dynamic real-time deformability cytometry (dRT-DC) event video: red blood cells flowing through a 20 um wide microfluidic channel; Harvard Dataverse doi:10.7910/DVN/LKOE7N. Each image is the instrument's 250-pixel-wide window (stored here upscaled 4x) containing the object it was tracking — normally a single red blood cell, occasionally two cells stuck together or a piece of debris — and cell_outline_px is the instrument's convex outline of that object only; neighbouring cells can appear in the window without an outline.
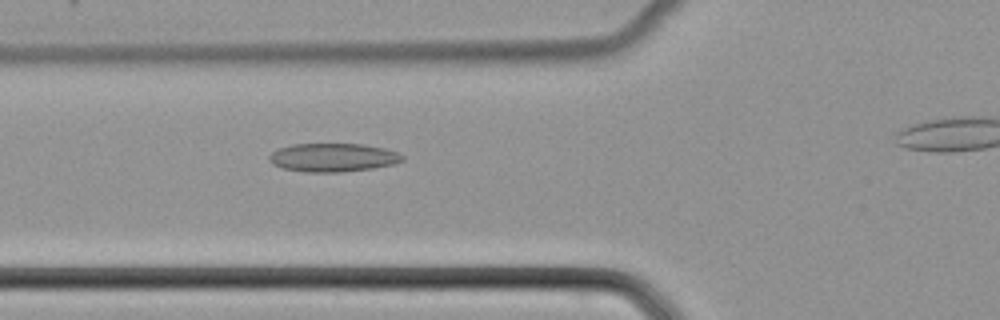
{"species": "common noctule bat (a hibernating species)", "species_latin": "Nyctalus noctula", "temperature_condition": "cold", "stored_images_in_passage": 39, "camera_frame_rate_fps": 3000, "um_per_image_px": 0.085, "animal": {"sex": "female", "body_mass_g": 22.7, "forearm_length_mm": 54.2}, "frame": {"image": 1, "passage_image": 14, "time_ms": 4.333, "image_size_px": [1000, 320], "cell_outline_px": [[404, 160], [396, 164], [372, 168], [340, 172], [308, 172], [284, 168], [272, 164], [268, 160], [268, 156], [272, 152], [280, 148], [292, 144], [364, 144], [384, 148], [396, 152], [404, 156]], "centroid_in_image_um": [28.31, 13.38], "position_along_channel_um": 97.5, "area_um2": 22.08}}
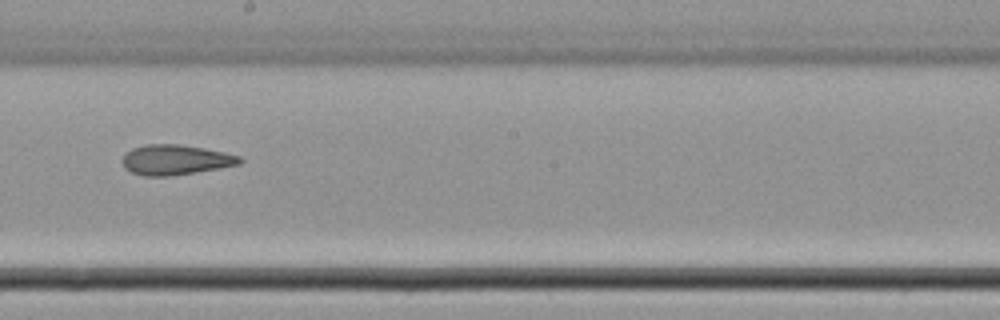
{"frame": {"image": 2, "passage_image": 24, "time_ms": 7.667, "image_size_px": [1000, 320], "cell_outline_px": [[244, 160], [240, 164], [220, 168], [196, 172], [168, 176], [144, 176], [132, 172], [124, 168], [120, 160], [132, 148], [148, 144], [180, 144], [204, 148], [224, 152], [240, 156]], "centroid_in_image_um": [14.92, 13.58], "position_along_channel_um": 233.3, "area_um2": 20.63}}
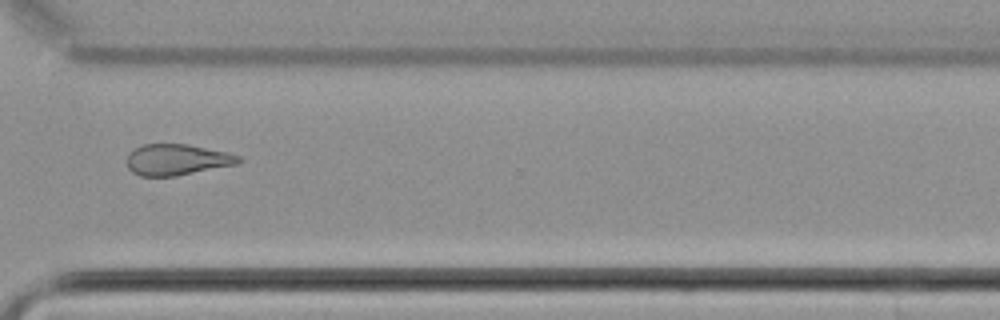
{"frame": {"image": 3, "passage_image": 33, "time_ms": 10.667, "image_size_px": [1000, 320], "cell_outline_px": [[244, 160], [236, 164], [176, 176], [140, 176], [132, 172], [128, 168], [124, 160], [128, 152], [144, 144], [188, 144], [228, 152], [240, 156]], "centroid_in_image_um": [15.01, 13.57], "position_along_channel_um": 355.6, "area_um2": 20.46}}